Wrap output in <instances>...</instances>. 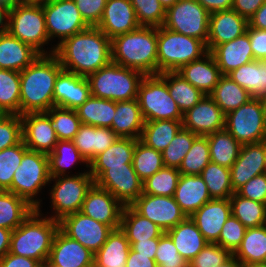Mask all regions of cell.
I'll use <instances>...</instances> for the list:
<instances>
[{
    "label": "cell",
    "mask_w": 266,
    "mask_h": 267,
    "mask_svg": "<svg viewBox=\"0 0 266 267\" xmlns=\"http://www.w3.org/2000/svg\"><path fill=\"white\" fill-rule=\"evenodd\" d=\"M52 48L63 70L84 77L111 62V40L98 27L90 26Z\"/></svg>",
    "instance_id": "obj_1"
},
{
    "label": "cell",
    "mask_w": 266,
    "mask_h": 267,
    "mask_svg": "<svg viewBox=\"0 0 266 267\" xmlns=\"http://www.w3.org/2000/svg\"><path fill=\"white\" fill-rule=\"evenodd\" d=\"M63 70L54 54L39 55L20 72V115L47 112L54 107V85Z\"/></svg>",
    "instance_id": "obj_2"
},
{
    "label": "cell",
    "mask_w": 266,
    "mask_h": 267,
    "mask_svg": "<svg viewBox=\"0 0 266 267\" xmlns=\"http://www.w3.org/2000/svg\"><path fill=\"white\" fill-rule=\"evenodd\" d=\"M111 62L144 76L158 75L157 27L140 26L111 39Z\"/></svg>",
    "instance_id": "obj_3"
},
{
    "label": "cell",
    "mask_w": 266,
    "mask_h": 267,
    "mask_svg": "<svg viewBox=\"0 0 266 267\" xmlns=\"http://www.w3.org/2000/svg\"><path fill=\"white\" fill-rule=\"evenodd\" d=\"M40 212L35 209L12 231L9 253L35 259L43 264L49 258L59 222L48 216L41 217Z\"/></svg>",
    "instance_id": "obj_4"
},
{
    "label": "cell",
    "mask_w": 266,
    "mask_h": 267,
    "mask_svg": "<svg viewBox=\"0 0 266 267\" xmlns=\"http://www.w3.org/2000/svg\"><path fill=\"white\" fill-rule=\"evenodd\" d=\"M208 53L206 44L197 38L157 27L158 74L176 72L182 66L203 58Z\"/></svg>",
    "instance_id": "obj_5"
},
{
    "label": "cell",
    "mask_w": 266,
    "mask_h": 267,
    "mask_svg": "<svg viewBox=\"0 0 266 267\" xmlns=\"http://www.w3.org/2000/svg\"><path fill=\"white\" fill-rule=\"evenodd\" d=\"M144 75L136 70L110 62L87 76L91 96L115 102L137 98Z\"/></svg>",
    "instance_id": "obj_6"
},
{
    "label": "cell",
    "mask_w": 266,
    "mask_h": 267,
    "mask_svg": "<svg viewBox=\"0 0 266 267\" xmlns=\"http://www.w3.org/2000/svg\"><path fill=\"white\" fill-rule=\"evenodd\" d=\"M50 179L48 155L27 150L15 170L11 192L25 199L35 209H40L41 200L34 198H37L35 196L43 186L50 183Z\"/></svg>",
    "instance_id": "obj_7"
},
{
    "label": "cell",
    "mask_w": 266,
    "mask_h": 267,
    "mask_svg": "<svg viewBox=\"0 0 266 267\" xmlns=\"http://www.w3.org/2000/svg\"><path fill=\"white\" fill-rule=\"evenodd\" d=\"M137 100L145 122L183 120L182 112L169 94L167 83L159 75L142 78L138 86Z\"/></svg>",
    "instance_id": "obj_8"
},
{
    "label": "cell",
    "mask_w": 266,
    "mask_h": 267,
    "mask_svg": "<svg viewBox=\"0 0 266 267\" xmlns=\"http://www.w3.org/2000/svg\"><path fill=\"white\" fill-rule=\"evenodd\" d=\"M12 36L30 45L40 55H49L43 46L48 43L42 4H17L10 9L9 31Z\"/></svg>",
    "instance_id": "obj_9"
},
{
    "label": "cell",
    "mask_w": 266,
    "mask_h": 267,
    "mask_svg": "<svg viewBox=\"0 0 266 267\" xmlns=\"http://www.w3.org/2000/svg\"><path fill=\"white\" fill-rule=\"evenodd\" d=\"M54 180L50 197L55 215L51 218L59 222L81 210L86 194L95 182L89 171L74 176L51 177L50 181Z\"/></svg>",
    "instance_id": "obj_10"
},
{
    "label": "cell",
    "mask_w": 266,
    "mask_h": 267,
    "mask_svg": "<svg viewBox=\"0 0 266 267\" xmlns=\"http://www.w3.org/2000/svg\"><path fill=\"white\" fill-rule=\"evenodd\" d=\"M225 129L241 144L266 140V120L259 99L251 98L246 104L225 115Z\"/></svg>",
    "instance_id": "obj_11"
},
{
    "label": "cell",
    "mask_w": 266,
    "mask_h": 267,
    "mask_svg": "<svg viewBox=\"0 0 266 267\" xmlns=\"http://www.w3.org/2000/svg\"><path fill=\"white\" fill-rule=\"evenodd\" d=\"M210 13L197 0H178L166 10L163 27L207 43Z\"/></svg>",
    "instance_id": "obj_12"
},
{
    "label": "cell",
    "mask_w": 266,
    "mask_h": 267,
    "mask_svg": "<svg viewBox=\"0 0 266 267\" xmlns=\"http://www.w3.org/2000/svg\"><path fill=\"white\" fill-rule=\"evenodd\" d=\"M42 7L50 41L58 37V42L61 43L90 27L81 16L74 0H52L42 4Z\"/></svg>",
    "instance_id": "obj_13"
},
{
    "label": "cell",
    "mask_w": 266,
    "mask_h": 267,
    "mask_svg": "<svg viewBox=\"0 0 266 267\" xmlns=\"http://www.w3.org/2000/svg\"><path fill=\"white\" fill-rule=\"evenodd\" d=\"M130 206L138 214L157 224L164 232L186 218L173 196L142 193Z\"/></svg>",
    "instance_id": "obj_14"
},
{
    "label": "cell",
    "mask_w": 266,
    "mask_h": 267,
    "mask_svg": "<svg viewBox=\"0 0 266 267\" xmlns=\"http://www.w3.org/2000/svg\"><path fill=\"white\" fill-rule=\"evenodd\" d=\"M59 228L94 254L106 242L113 231L109 225L96 221L82 212H75L59 221Z\"/></svg>",
    "instance_id": "obj_15"
},
{
    "label": "cell",
    "mask_w": 266,
    "mask_h": 267,
    "mask_svg": "<svg viewBox=\"0 0 266 267\" xmlns=\"http://www.w3.org/2000/svg\"><path fill=\"white\" fill-rule=\"evenodd\" d=\"M95 184L111 192L124 206L131 205L143 193V181L132 164L109 167Z\"/></svg>",
    "instance_id": "obj_16"
},
{
    "label": "cell",
    "mask_w": 266,
    "mask_h": 267,
    "mask_svg": "<svg viewBox=\"0 0 266 267\" xmlns=\"http://www.w3.org/2000/svg\"><path fill=\"white\" fill-rule=\"evenodd\" d=\"M123 208L124 205L111 192L94 183L86 194L80 212L115 230L121 226Z\"/></svg>",
    "instance_id": "obj_17"
},
{
    "label": "cell",
    "mask_w": 266,
    "mask_h": 267,
    "mask_svg": "<svg viewBox=\"0 0 266 267\" xmlns=\"http://www.w3.org/2000/svg\"><path fill=\"white\" fill-rule=\"evenodd\" d=\"M183 128L206 136L225 129V114L216 102L205 95L195 106L183 113Z\"/></svg>",
    "instance_id": "obj_18"
},
{
    "label": "cell",
    "mask_w": 266,
    "mask_h": 267,
    "mask_svg": "<svg viewBox=\"0 0 266 267\" xmlns=\"http://www.w3.org/2000/svg\"><path fill=\"white\" fill-rule=\"evenodd\" d=\"M22 121L23 142L31 151L49 154L53 151L58 138L51 127V119L45 112L25 113Z\"/></svg>",
    "instance_id": "obj_19"
},
{
    "label": "cell",
    "mask_w": 266,
    "mask_h": 267,
    "mask_svg": "<svg viewBox=\"0 0 266 267\" xmlns=\"http://www.w3.org/2000/svg\"><path fill=\"white\" fill-rule=\"evenodd\" d=\"M234 192L251 178L266 173L265 141L243 144L237 160L230 168Z\"/></svg>",
    "instance_id": "obj_20"
},
{
    "label": "cell",
    "mask_w": 266,
    "mask_h": 267,
    "mask_svg": "<svg viewBox=\"0 0 266 267\" xmlns=\"http://www.w3.org/2000/svg\"><path fill=\"white\" fill-rule=\"evenodd\" d=\"M48 260L58 267H94V253L60 228L54 236Z\"/></svg>",
    "instance_id": "obj_21"
},
{
    "label": "cell",
    "mask_w": 266,
    "mask_h": 267,
    "mask_svg": "<svg viewBox=\"0 0 266 267\" xmlns=\"http://www.w3.org/2000/svg\"><path fill=\"white\" fill-rule=\"evenodd\" d=\"M130 0H107L98 27L110 40L139 28Z\"/></svg>",
    "instance_id": "obj_22"
},
{
    "label": "cell",
    "mask_w": 266,
    "mask_h": 267,
    "mask_svg": "<svg viewBox=\"0 0 266 267\" xmlns=\"http://www.w3.org/2000/svg\"><path fill=\"white\" fill-rule=\"evenodd\" d=\"M248 25V20L233 9L211 13L206 43L208 52H211L217 45L229 42L243 35Z\"/></svg>",
    "instance_id": "obj_23"
},
{
    "label": "cell",
    "mask_w": 266,
    "mask_h": 267,
    "mask_svg": "<svg viewBox=\"0 0 266 267\" xmlns=\"http://www.w3.org/2000/svg\"><path fill=\"white\" fill-rule=\"evenodd\" d=\"M230 199H212L201 206L190 218L208 243H218L224 223L231 215Z\"/></svg>",
    "instance_id": "obj_24"
},
{
    "label": "cell",
    "mask_w": 266,
    "mask_h": 267,
    "mask_svg": "<svg viewBox=\"0 0 266 267\" xmlns=\"http://www.w3.org/2000/svg\"><path fill=\"white\" fill-rule=\"evenodd\" d=\"M91 96L87 77L62 70L54 85V106L76 110Z\"/></svg>",
    "instance_id": "obj_25"
},
{
    "label": "cell",
    "mask_w": 266,
    "mask_h": 267,
    "mask_svg": "<svg viewBox=\"0 0 266 267\" xmlns=\"http://www.w3.org/2000/svg\"><path fill=\"white\" fill-rule=\"evenodd\" d=\"M210 53L222 75L255 60L247 32L234 40L217 45Z\"/></svg>",
    "instance_id": "obj_26"
},
{
    "label": "cell",
    "mask_w": 266,
    "mask_h": 267,
    "mask_svg": "<svg viewBox=\"0 0 266 267\" xmlns=\"http://www.w3.org/2000/svg\"><path fill=\"white\" fill-rule=\"evenodd\" d=\"M176 72L195 88H198L204 95H210L213 92L222 76L210 52L205 54L203 59L192 61Z\"/></svg>",
    "instance_id": "obj_27"
},
{
    "label": "cell",
    "mask_w": 266,
    "mask_h": 267,
    "mask_svg": "<svg viewBox=\"0 0 266 267\" xmlns=\"http://www.w3.org/2000/svg\"><path fill=\"white\" fill-rule=\"evenodd\" d=\"M173 197L186 217H190L206 202L212 200L200 175L181 174Z\"/></svg>",
    "instance_id": "obj_28"
},
{
    "label": "cell",
    "mask_w": 266,
    "mask_h": 267,
    "mask_svg": "<svg viewBox=\"0 0 266 267\" xmlns=\"http://www.w3.org/2000/svg\"><path fill=\"white\" fill-rule=\"evenodd\" d=\"M139 139L129 137H118V139L109 146L104 152L97 155L89 163V172L94 182L109 167L124 166V164H132L135 145Z\"/></svg>",
    "instance_id": "obj_29"
},
{
    "label": "cell",
    "mask_w": 266,
    "mask_h": 267,
    "mask_svg": "<svg viewBox=\"0 0 266 267\" xmlns=\"http://www.w3.org/2000/svg\"><path fill=\"white\" fill-rule=\"evenodd\" d=\"M117 139L118 136L111 128L81 124L72 141L81 155L90 163Z\"/></svg>",
    "instance_id": "obj_30"
},
{
    "label": "cell",
    "mask_w": 266,
    "mask_h": 267,
    "mask_svg": "<svg viewBox=\"0 0 266 267\" xmlns=\"http://www.w3.org/2000/svg\"><path fill=\"white\" fill-rule=\"evenodd\" d=\"M39 55L30 45L9 32L0 34V69L21 72Z\"/></svg>",
    "instance_id": "obj_31"
},
{
    "label": "cell",
    "mask_w": 266,
    "mask_h": 267,
    "mask_svg": "<svg viewBox=\"0 0 266 267\" xmlns=\"http://www.w3.org/2000/svg\"><path fill=\"white\" fill-rule=\"evenodd\" d=\"M145 120L137 98L116 102V111L110 127L118 137L140 139Z\"/></svg>",
    "instance_id": "obj_32"
},
{
    "label": "cell",
    "mask_w": 266,
    "mask_h": 267,
    "mask_svg": "<svg viewBox=\"0 0 266 267\" xmlns=\"http://www.w3.org/2000/svg\"><path fill=\"white\" fill-rule=\"evenodd\" d=\"M166 233L173 240L181 257L187 262H190L208 244L190 217H186Z\"/></svg>",
    "instance_id": "obj_33"
},
{
    "label": "cell",
    "mask_w": 266,
    "mask_h": 267,
    "mask_svg": "<svg viewBox=\"0 0 266 267\" xmlns=\"http://www.w3.org/2000/svg\"><path fill=\"white\" fill-rule=\"evenodd\" d=\"M129 250L126 234L120 228L115 229L94 254V267H126Z\"/></svg>",
    "instance_id": "obj_34"
},
{
    "label": "cell",
    "mask_w": 266,
    "mask_h": 267,
    "mask_svg": "<svg viewBox=\"0 0 266 267\" xmlns=\"http://www.w3.org/2000/svg\"><path fill=\"white\" fill-rule=\"evenodd\" d=\"M120 229L129 242L159 238L164 233L157 224L138 214L130 205L123 208Z\"/></svg>",
    "instance_id": "obj_35"
},
{
    "label": "cell",
    "mask_w": 266,
    "mask_h": 267,
    "mask_svg": "<svg viewBox=\"0 0 266 267\" xmlns=\"http://www.w3.org/2000/svg\"><path fill=\"white\" fill-rule=\"evenodd\" d=\"M227 76L247 90L251 98L259 99L266 93V64L263 61L254 60L241 65Z\"/></svg>",
    "instance_id": "obj_36"
},
{
    "label": "cell",
    "mask_w": 266,
    "mask_h": 267,
    "mask_svg": "<svg viewBox=\"0 0 266 267\" xmlns=\"http://www.w3.org/2000/svg\"><path fill=\"white\" fill-rule=\"evenodd\" d=\"M233 255L243 265L266 263V225L247 228Z\"/></svg>",
    "instance_id": "obj_37"
},
{
    "label": "cell",
    "mask_w": 266,
    "mask_h": 267,
    "mask_svg": "<svg viewBox=\"0 0 266 267\" xmlns=\"http://www.w3.org/2000/svg\"><path fill=\"white\" fill-rule=\"evenodd\" d=\"M75 111L82 124L110 128L116 111V102L90 96Z\"/></svg>",
    "instance_id": "obj_38"
},
{
    "label": "cell",
    "mask_w": 266,
    "mask_h": 267,
    "mask_svg": "<svg viewBox=\"0 0 266 267\" xmlns=\"http://www.w3.org/2000/svg\"><path fill=\"white\" fill-rule=\"evenodd\" d=\"M35 210L25 199L0 190V227L14 230Z\"/></svg>",
    "instance_id": "obj_39"
},
{
    "label": "cell",
    "mask_w": 266,
    "mask_h": 267,
    "mask_svg": "<svg viewBox=\"0 0 266 267\" xmlns=\"http://www.w3.org/2000/svg\"><path fill=\"white\" fill-rule=\"evenodd\" d=\"M183 127L182 120H155L145 122L140 141L162 152Z\"/></svg>",
    "instance_id": "obj_40"
},
{
    "label": "cell",
    "mask_w": 266,
    "mask_h": 267,
    "mask_svg": "<svg viewBox=\"0 0 266 267\" xmlns=\"http://www.w3.org/2000/svg\"><path fill=\"white\" fill-rule=\"evenodd\" d=\"M158 75L167 83L169 94L176 101L182 114L205 96L177 72H162Z\"/></svg>",
    "instance_id": "obj_41"
},
{
    "label": "cell",
    "mask_w": 266,
    "mask_h": 267,
    "mask_svg": "<svg viewBox=\"0 0 266 267\" xmlns=\"http://www.w3.org/2000/svg\"><path fill=\"white\" fill-rule=\"evenodd\" d=\"M206 136L211 162L230 169L237 160L242 145L226 129Z\"/></svg>",
    "instance_id": "obj_42"
},
{
    "label": "cell",
    "mask_w": 266,
    "mask_h": 267,
    "mask_svg": "<svg viewBox=\"0 0 266 267\" xmlns=\"http://www.w3.org/2000/svg\"><path fill=\"white\" fill-rule=\"evenodd\" d=\"M226 115L230 111L246 104L251 96L229 76L222 75L213 92L209 95Z\"/></svg>",
    "instance_id": "obj_43"
},
{
    "label": "cell",
    "mask_w": 266,
    "mask_h": 267,
    "mask_svg": "<svg viewBox=\"0 0 266 267\" xmlns=\"http://www.w3.org/2000/svg\"><path fill=\"white\" fill-rule=\"evenodd\" d=\"M229 199L232 215L246 228L266 225V204L243 198L236 192Z\"/></svg>",
    "instance_id": "obj_44"
},
{
    "label": "cell",
    "mask_w": 266,
    "mask_h": 267,
    "mask_svg": "<svg viewBox=\"0 0 266 267\" xmlns=\"http://www.w3.org/2000/svg\"><path fill=\"white\" fill-rule=\"evenodd\" d=\"M48 159L50 177L65 176L68 166H73L77 161L86 163V167H89V163L81 155L73 141L68 140H58L53 151L48 154Z\"/></svg>",
    "instance_id": "obj_45"
},
{
    "label": "cell",
    "mask_w": 266,
    "mask_h": 267,
    "mask_svg": "<svg viewBox=\"0 0 266 267\" xmlns=\"http://www.w3.org/2000/svg\"><path fill=\"white\" fill-rule=\"evenodd\" d=\"M200 176L206 183L212 199H227L234 193L229 168L209 162Z\"/></svg>",
    "instance_id": "obj_46"
},
{
    "label": "cell",
    "mask_w": 266,
    "mask_h": 267,
    "mask_svg": "<svg viewBox=\"0 0 266 267\" xmlns=\"http://www.w3.org/2000/svg\"><path fill=\"white\" fill-rule=\"evenodd\" d=\"M0 108L20 115V72L0 69Z\"/></svg>",
    "instance_id": "obj_47"
},
{
    "label": "cell",
    "mask_w": 266,
    "mask_h": 267,
    "mask_svg": "<svg viewBox=\"0 0 266 267\" xmlns=\"http://www.w3.org/2000/svg\"><path fill=\"white\" fill-rule=\"evenodd\" d=\"M209 162H211V158L207 136L198 135L178 170L183 175H200Z\"/></svg>",
    "instance_id": "obj_48"
},
{
    "label": "cell",
    "mask_w": 266,
    "mask_h": 267,
    "mask_svg": "<svg viewBox=\"0 0 266 267\" xmlns=\"http://www.w3.org/2000/svg\"><path fill=\"white\" fill-rule=\"evenodd\" d=\"M132 165L139 178L144 181L164 167L162 152L138 140L133 153Z\"/></svg>",
    "instance_id": "obj_49"
},
{
    "label": "cell",
    "mask_w": 266,
    "mask_h": 267,
    "mask_svg": "<svg viewBox=\"0 0 266 267\" xmlns=\"http://www.w3.org/2000/svg\"><path fill=\"white\" fill-rule=\"evenodd\" d=\"M45 113L51 119L58 140L72 141L82 124L76 111L54 106Z\"/></svg>",
    "instance_id": "obj_50"
},
{
    "label": "cell",
    "mask_w": 266,
    "mask_h": 267,
    "mask_svg": "<svg viewBox=\"0 0 266 267\" xmlns=\"http://www.w3.org/2000/svg\"><path fill=\"white\" fill-rule=\"evenodd\" d=\"M180 175L178 168L164 166L143 181V193L160 196H174Z\"/></svg>",
    "instance_id": "obj_51"
},
{
    "label": "cell",
    "mask_w": 266,
    "mask_h": 267,
    "mask_svg": "<svg viewBox=\"0 0 266 267\" xmlns=\"http://www.w3.org/2000/svg\"><path fill=\"white\" fill-rule=\"evenodd\" d=\"M27 150L28 148L22 140L19 144L0 151V190L11 192L15 170L20 166Z\"/></svg>",
    "instance_id": "obj_52"
},
{
    "label": "cell",
    "mask_w": 266,
    "mask_h": 267,
    "mask_svg": "<svg viewBox=\"0 0 266 267\" xmlns=\"http://www.w3.org/2000/svg\"><path fill=\"white\" fill-rule=\"evenodd\" d=\"M197 136V134L182 127L174 136L173 140L162 151L164 166L179 168Z\"/></svg>",
    "instance_id": "obj_53"
},
{
    "label": "cell",
    "mask_w": 266,
    "mask_h": 267,
    "mask_svg": "<svg viewBox=\"0 0 266 267\" xmlns=\"http://www.w3.org/2000/svg\"><path fill=\"white\" fill-rule=\"evenodd\" d=\"M130 2L141 26H163L166 10L159 0H130Z\"/></svg>",
    "instance_id": "obj_54"
},
{
    "label": "cell",
    "mask_w": 266,
    "mask_h": 267,
    "mask_svg": "<svg viewBox=\"0 0 266 267\" xmlns=\"http://www.w3.org/2000/svg\"><path fill=\"white\" fill-rule=\"evenodd\" d=\"M155 262L158 267H188V262L181 257L173 240L166 232L159 237Z\"/></svg>",
    "instance_id": "obj_55"
},
{
    "label": "cell",
    "mask_w": 266,
    "mask_h": 267,
    "mask_svg": "<svg viewBox=\"0 0 266 267\" xmlns=\"http://www.w3.org/2000/svg\"><path fill=\"white\" fill-rule=\"evenodd\" d=\"M246 229L247 228L231 214L223 225L217 244L233 255L241 245Z\"/></svg>",
    "instance_id": "obj_56"
},
{
    "label": "cell",
    "mask_w": 266,
    "mask_h": 267,
    "mask_svg": "<svg viewBox=\"0 0 266 267\" xmlns=\"http://www.w3.org/2000/svg\"><path fill=\"white\" fill-rule=\"evenodd\" d=\"M23 140L20 115L6 114L0 119V151Z\"/></svg>",
    "instance_id": "obj_57"
},
{
    "label": "cell",
    "mask_w": 266,
    "mask_h": 267,
    "mask_svg": "<svg viewBox=\"0 0 266 267\" xmlns=\"http://www.w3.org/2000/svg\"><path fill=\"white\" fill-rule=\"evenodd\" d=\"M232 254L217 243H208L190 262L188 267H217Z\"/></svg>",
    "instance_id": "obj_58"
},
{
    "label": "cell",
    "mask_w": 266,
    "mask_h": 267,
    "mask_svg": "<svg viewBox=\"0 0 266 267\" xmlns=\"http://www.w3.org/2000/svg\"><path fill=\"white\" fill-rule=\"evenodd\" d=\"M84 21L91 27H96L103 15L107 0H74Z\"/></svg>",
    "instance_id": "obj_59"
},
{
    "label": "cell",
    "mask_w": 266,
    "mask_h": 267,
    "mask_svg": "<svg viewBox=\"0 0 266 267\" xmlns=\"http://www.w3.org/2000/svg\"><path fill=\"white\" fill-rule=\"evenodd\" d=\"M236 193L243 198L266 204V173L251 178Z\"/></svg>",
    "instance_id": "obj_60"
},
{
    "label": "cell",
    "mask_w": 266,
    "mask_h": 267,
    "mask_svg": "<svg viewBox=\"0 0 266 267\" xmlns=\"http://www.w3.org/2000/svg\"><path fill=\"white\" fill-rule=\"evenodd\" d=\"M246 32L249 35L250 45L255 60L266 59V30L252 28L248 25Z\"/></svg>",
    "instance_id": "obj_61"
},
{
    "label": "cell",
    "mask_w": 266,
    "mask_h": 267,
    "mask_svg": "<svg viewBox=\"0 0 266 267\" xmlns=\"http://www.w3.org/2000/svg\"><path fill=\"white\" fill-rule=\"evenodd\" d=\"M266 0H233L232 9L249 20Z\"/></svg>",
    "instance_id": "obj_62"
},
{
    "label": "cell",
    "mask_w": 266,
    "mask_h": 267,
    "mask_svg": "<svg viewBox=\"0 0 266 267\" xmlns=\"http://www.w3.org/2000/svg\"><path fill=\"white\" fill-rule=\"evenodd\" d=\"M0 267H41L35 259L7 253L0 260Z\"/></svg>",
    "instance_id": "obj_63"
},
{
    "label": "cell",
    "mask_w": 266,
    "mask_h": 267,
    "mask_svg": "<svg viewBox=\"0 0 266 267\" xmlns=\"http://www.w3.org/2000/svg\"><path fill=\"white\" fill-rule=\"evenodd\" d=\"M159 244V238H151L145 241L130 242V248L139 255L151 256L155 260V254Z\"/></svg>",
    "instance_id": "obj_64"
},
{
    "label": "cell",
    "mask_w": 266,
    "mask_h": 267,
    "mask_svg": "<svg viewBox=\"0 0 266 267\" xmlns=\"http://www.w3.org/2000/svg\"><path fill=\"white\" fill-rule=\"evenodd\" d=\"M126 267H158L155 260L151 259V256L139 255L131 248L126 261Z\"/></svg>",
    "instance_id": "obj_65"
},
{
    "label": "cell",
    "mask_w": 266,
    "mask_h": 267,
    "mask_svg": "<svg viewBox=\"0 0 266 267\" xmlns=\"http://www.w3.org/2000/svg\"><path fill=\"white\" fill-rule=\"evenodd\" d=\"M210 14L232 9L233 0H197Z\"/></svg>",
    "instance_id": "obj_66"
},
{
    "label": "cell",
    "mask_w": 266,
    "mask_h": 267,
    "mask_svg": "<svg viewBox=\"0 0 266 267\" xmlns=\"http://www.w3.org/2000/svg\"><path fill=\"white\" fill-rule=\"evenodd\" d=\"M248 23L252 28L266 30V1L248 20Z\"/></svg>",
    "instance_id": "obj_67"
},
{
    "label": "cell",
    "mask_w": 266,
    "mask_h": 267,
    "mask_svg": "<svg viewBox=\"0 0 266 267\" xmlns=\"http://www.w3.org/2000/svg\"><path fill=\"white\" fill-rule=\"evenodd\" d=\"M12 230L0 227V260L9 252Z\"/></svg>",
    "instance_id": "obj_68"
},
{
    "label": "cell",
    "mask_w": 266,
    "mask_h": 267,
    "mask_svg": "<svg viewBox=\"0 0 266 267\" xmlns=\"http://www.w3.org/2000/svg\"><path fill=\"white\" fill-rule=\"evenodd\" d=\"M9 13L10 8L0 2V34L7 33L9 31Z\"/></svg>",
    "instance_id": "obj_69"
},
{
    "label": "cell",
    "mask_w": 266,
    "mask_h": 267,
    "mask_svg": "<svg viewBox=\"0 0 266 267\" xmlns=\"http://www.w3.org/2000/svg\"><path fill=\"white\" fill-rule=\"evenodd\" d=\"M243 266L244 265L234 255H232L222 265L217 267H243Z\"/></svg>",
    "instance_id": "obj_70"
},
{
    "label": "cell",
    "mask_w": 266,
    "mask_h": 267,
    "mask_svg": "<svg viewBox=\"0 0 266 267\" xmlns=\"http://www.w3.org/2000/svg\"><path fill=\"white\" fill-rule=\"evenodd\" d=\"M8 8H14L17 4L24 3V0H0Z\"/></svg>",
    "instance_id": "obj_71"
},
{
    "label": "cell",
    "mask_w": 266,
    "mask_h": 267,
    "mask_svg": "<svg viewBox=\"0 0 266 267\" xmlns=\"http://www.w3.org/2000/svg\"><path fill=\"white\" fill-rule=\"evenodd\" d=\"M178 0H159L165 10L172 7Z\"/></svg>",
    "instance_id": "obj_72"
},
{
    "label": "cell",
    "mask_w": 266,
    "mask_h": 267,
    "mask_svg": "<svg viewBox=\"0 0 266 267\" xmlns=\"http://www.w3.org/2000/svg\"><path fill=\"white\" fill-rule=\"evenodd\" d=\"M261 104H262V108L264 111V116H265V120H266V93H264L260 98H259Z\"/></svg>",
    "instance_id": "obj_73"
},
{
    "label": "cell",
    "mask_w": 266,
    "mask_h": 267,
    "mask_svg": "<svg viewBox=\"0 0 266 267\" xmlns=\"http://www.w3.org/2000/svg\"><path fill=\"white\" fill-rule=\"evenodd\" d=\"M52 0H24V3H28V4H44L47 2H50Z\"/></svg>",
    "instance_id": "obj_74"
},
{
    "label": "cell",
    "mask_w": 266,
    "mask_h": 267,
    "mask_svg": "<svg viewBox=\"0 0 266 267\" xmlns=\"http://www.w3.org/2000/svg\"><path fill=\"white\" fill-rule=\"evenodd\" d=\"M243 267H266V263L249 264V265H244Z\"/></svg>",
    "instance_id": "obj_75"
},
{
    "label": "cell",
    "mask_w": 266,
    "mask_h": 267,
    "mask_svg": "<svg viewBox=\"0 0 266 267\" xmlns=\"http://www.w3.org/2000/svg\"><path fill=\"white\" fill-rule=\"evenodd\" d=\"M41 267H58V266L53 265V264L47 259L43 264H41Z\"/></svg>",
    "instance_id": "obj_76"
},
{
    "label": "cell",
    "mask_w": 266,
    "mask_h": 267,
    "mask_svg": "<svg viewBox=\"0 0 266 267\" xmlns=\"http://www.w3.org/2000/svg\"><path fill=\"white\" fill-rule=\"evenodd\" d=\"M5 115H6V113L0 108V119Z\"/></svg>",
    "instance_id": "obj_77"
},
{
    "label": "cell",
    "mask_w": 266,
    "mask_h": 267,
    "mask_svg": "<svg viewBox=\"0 0 266 267\" xmlns=\"http://www.w3.org/2000/svg\"><path fill=\"white\" fill-rule=\"evenodd\" d=\"M265 163H266V140H265Z\"/></svg>",
    "instance_id": "obj_78"
}]
</instances>
